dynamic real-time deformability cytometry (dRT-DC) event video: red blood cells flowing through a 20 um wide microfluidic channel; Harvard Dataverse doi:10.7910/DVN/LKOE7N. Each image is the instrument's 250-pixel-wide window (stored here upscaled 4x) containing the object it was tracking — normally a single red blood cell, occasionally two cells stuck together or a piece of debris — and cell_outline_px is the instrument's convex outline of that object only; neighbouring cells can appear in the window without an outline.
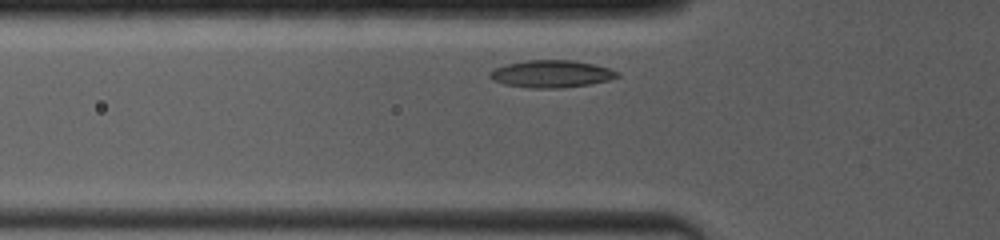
{"species": "common noctule bat (a hibernating species)", "species_latin": "Nyctalus noctula", "temperature_condition": "room temperature", "stored_images_in_passage": 30, "camera_frame_rate_fps": 4000, "um_per_image_px": 0.085, "animal": {"sex": "female", "body_mass_g": 19.0, "forearm_length_mm": 53.3}, "frame": {"image": 1, "passage_image": 3, "time_ms": 0.75, "image_size_px": [1000, 240], "cell_outline_px": [[620, 76], [608, 80], [588, 84], [560, 88], [528, 88], [504, 84], [492, 80], [488, 76], [488, 72], [504, 64], [528, 60], [572, 60], [592, 64], [608, 68], [620, 72]], "centroid_in_image_um": [46.82, 6.28], "position_along_channel_um": 79.0, "area_um2": 20.29}}
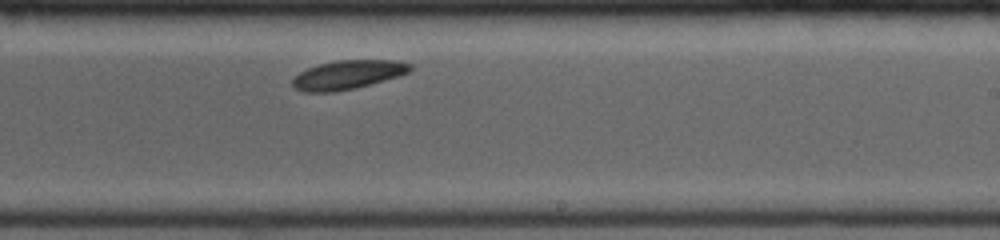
{"frame": {"image": 2, "passage_image": 18, "time_ms": 5.5, "image_size_px": [1000, 240], "cell_outline_px": [[412, 68], [408, 72], [384, 80], [352, 88], [332, 92], [304, 92], [292, 88], [292, 80], [300, 72], [308, 68], [320, 64], [336, 60], [392, 60], [412, 64]], "centroid_in_image_um": [29.51, 6.35], "position_along_channel_um": 259.5, "area_um2": 19.48}}
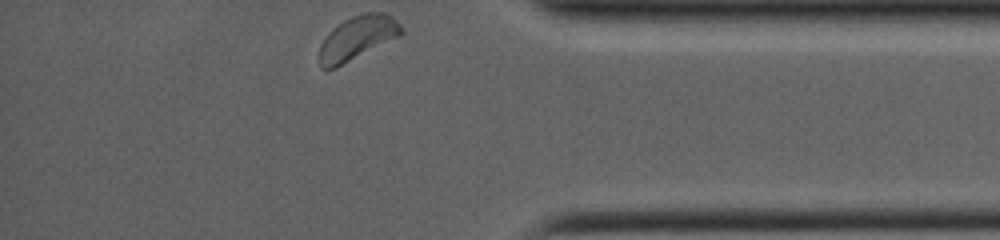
{"frame": {"image": 3, "passage_image": 30, "time_ms": 9.5, "image_size_px": [1000, 240], "cell_outline_px": [[404, 32], [400, 36], [336, 68], [320, 68], [320, 44], [328, 32], [332, 28], [344, 20], [352, 16], [364, 12], [384, 12], [392, 16], [404, 28]], "centroid_in_image_um": [30.4, 3.2], "position_along_channel_um": 404.8, "area_um2": 21.04}, "authors_computed_cell_mechanics": {"area_um2": 19.6809, "velocity_mm_per_s": 3.8095, "shape_relaxation_time_tau1_ms": 0.5379, "shape_relaxation_time_tau2_ms": null, "deformation_change_tau1": 0.0277, "deformation_change_tau2": null}}